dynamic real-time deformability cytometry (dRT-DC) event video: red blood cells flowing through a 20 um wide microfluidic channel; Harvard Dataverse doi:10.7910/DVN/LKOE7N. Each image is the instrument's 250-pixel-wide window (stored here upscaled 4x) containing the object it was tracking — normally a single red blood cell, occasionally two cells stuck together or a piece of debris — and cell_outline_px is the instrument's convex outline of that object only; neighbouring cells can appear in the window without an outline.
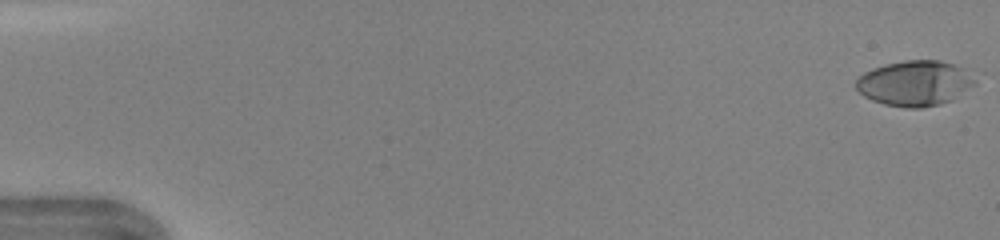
{"species": "human", "species_latin": "Homo sapiens", "temperature_condition": "warm", "stored_images_in_passage": 47, "camera_frame_rate_fps": 3000, "um_per_image_px": 0.085, "donor": {"sex": "female"}, "frame": {"image": 1, "passage_image": 1, "time_ms": 0.0, "image_size_px": [1000, 240], "cell_outline_px": [[976, 84], [952, 100], [940, 104], [920, 108], [904, 108], [884, 104], [872, 100], [864, 96], [856, 88], [856, 80], [864, 72], [872, 68], [904, 60], [940, 60], [964, 68], [972, 72], [976, 76]], "centroid_in_image_um": [77.8, 7.07], "position_along_channel_um": 7.2, "area_um2": 31.62}}
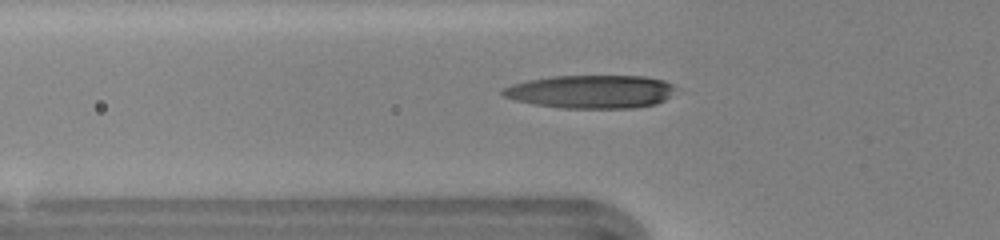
{"frame": {"image": 2, "passage_image": 17, "time_ms": 5.333, "image_size_px": [1000, 240], "cell_outline_px": [[672, 88], [668, 96], [664, 100], [656, 104], [632, 108], [564, 108], [536, 104], [516, 100], [504, 96], [500, 92], [504, 88], [512, 84], [528, 80], [552, 76], [644, 76], [664, 80], [672, 84]], "centroid_in_image_um": [50.21, 7.78], "position_along_channel_um": 75.6, "area_um2": 33.12}}
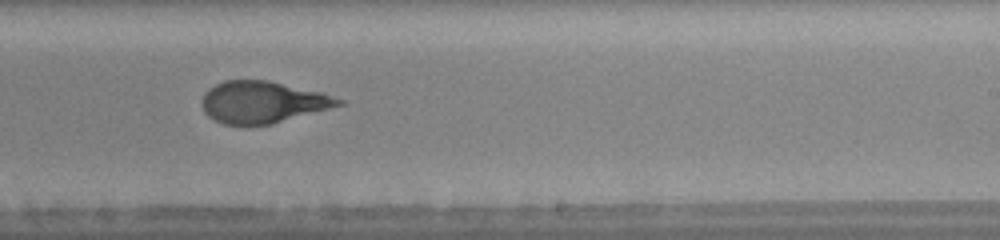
{"frame": {"image": 3, "passage_image": 30, "time_ms": 9.667, "image_size_px": [1000, 240], "cell_outline_px": [[344, 104], [272, 124], [224, 124], [208, 116], [204, 112], [204, 92], [208, 88], [224, 80], [268, 80], [320, 92], [344, 100]], "centroid_in_image_um": [22.32, 8.67], "position_along_channel_um": 266.7, "area_um2": 32.77}, "authors_computed_cell_mechanics": {"area_um2": 33.1194, "velocity_mm_per_s": 4.3947, "shape_relaxation_time_tau1_ms": 4.4233, "shape_relaxation_time_tau2_ms": 1.2561, "deformation_change_tau1": 0.214, "deformation_change_tau2": 0.0744}}